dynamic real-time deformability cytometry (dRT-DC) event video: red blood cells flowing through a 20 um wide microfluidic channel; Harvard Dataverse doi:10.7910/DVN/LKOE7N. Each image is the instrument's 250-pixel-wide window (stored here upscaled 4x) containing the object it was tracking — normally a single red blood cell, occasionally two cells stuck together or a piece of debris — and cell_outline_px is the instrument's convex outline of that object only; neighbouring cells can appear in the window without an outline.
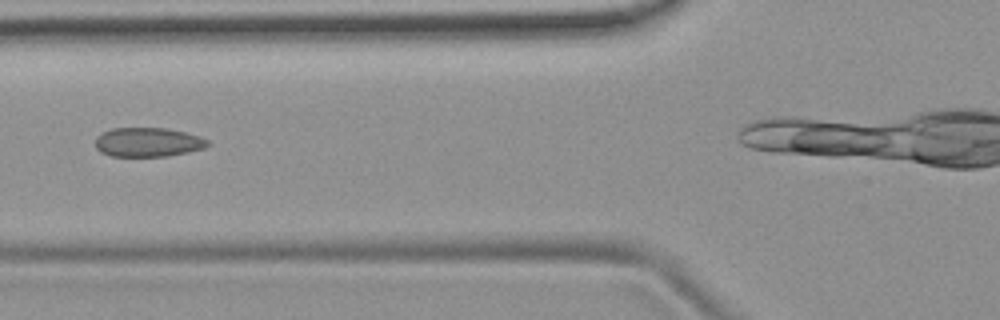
{"species": "common noctule bat (a hibernating species)", "species_latin": "Nyctalus noctula", "temperature_condition": "room temperature", "stored_images_in_passage": 3, "segment_of_instrument_passage": [1, 2], "camera_frame_rate_fps": 3000, "um_per_image_px": 0.085, "animal": {"sex": "female", "body_mass_g": 19.9}, "frame": {"image": 1, "passage_image": 2, "time_ms": 1.0, "image_size_px": [1000, 320], "cell_outline_px": [[208, 144], [204, 148], [188, 152], [168, 156], [112, 156], [100, 152], [96, 148], [96, 136], [112, 128], [164, 128], [184, 132], [200, 136], [208, 140]], "centroid_in_image_um": [12.56, 12.09], "position_along_channel_um": 113.2, "area_um2": 19.02}}